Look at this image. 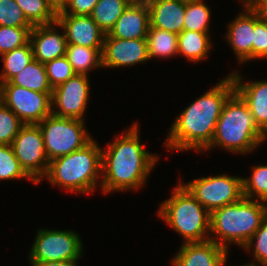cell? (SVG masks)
I'll return each instance as SVG.
<instances>
[{
	"label": "cell",
	"instance_id": "obj_31",
	"mask_svg": "<svg viewBox=\"0 0 267 266\" xmlns=\"http://www.w3.org/2000/svg\"><path fill=\"white\" fill-rule=\"evenodd\" d=\"M24 123L0 100V144L11 145Z\"/></svg>",
	"mask_w": 267,
	"mask_h": 266
},
{
	"label": "cell",
	"instance_id": "obj_14",
	"mask_svg": "<svg viewBox=\"0 0 267 266\" xmlns=\"http://www.w3.org/2000/svg\"><path fill=\"white\" fill-rule=\"evenodd\" d=\"M56 22L63 28L67 44L103 47L105 33L91 15L57 14Z\"/></svg>",
	"mask_w": 267,
	"mask_h": 266
},
{
	"label": "cell",
	"instance_id": "obj_20",
	"mask_svg": "<svg viewBox=\"0 0 267 266\" xmlns=\"http://www.w3.org/2000/svg\"><path fill=\"white\" fill-rule=\"evenodd\" d=\"M150 26L175 34L183 31L186 3L177 0H146Z\"/></svg>",
	"mask_w": 267,
	"mask_h": 266
},
{
	"label": "cell",
	"instance_id": "obj_5",
	"mask_svg": "<svg viewBox=\"0 0 267 266\" xmlns=\"http://www.w3.org/2000/svg\"><path fill=\"white\" fill-rule=\"evenodd\" d=\"M100 176L102 148L93 139L83 148L51 160L45 175L54 186L82 194L94 192Z\"/></svg>",
	"mask_w": 267,
	"mask_h": 266
},
{
	"label": "cell",
	"instance_id": "obj_37",
	"mask_svg": "<svg viewBox=\"0 0 267 266\" xmlns=\"http://www.w3.org/2000/svg\"><path fill=\"white\" fill-rule=\"evenodd\" d=\"M99 0H68L57 14L91 15ZM69 9V10H68Z\"/></svg>",
	"mask_w": 267,
	"mask_h": 266
},
{
	"label": "cell",
	"instance_id": "obj_26",
	"mask_svg": "<svg viewBox=\"0 0 267 266\" xmlns=\"http://www.w3.org/2000/svg\"><path fill=\"white\" fill-rule=\"evenodd\" d=\"M3 71L0 83L9 82L18 72L24 69L34 59L30 42L1 55Z\"/></svg>",
	"mask_w": 267,
	"mask_h": 266
},
{
	"label": "cell",
	"instance_id": "obj_17",
	"mask_svg": "<svg viewBox=\"0 0 267 266\" xmlns=\"http://www.w3.org/2000/svg\"><path fill=\"white\" fill-rule=\"evenodd\" d=\"M244 13H240L230 24L226 39L234 50L239 63L252 60V42L254 41V9L243 0Z\"/></svg>",
	"mask_w": 267,
	"mask_h": 266
},
{
	"label": "cell",
	"instance_id": "obj_1",
	"mask_svg": "<svg viewBox=\"0 0 267 266\" xmlns=\"http://www.w3.org/2000/svg\"><path fill=\"white\" fill-rule=\"evenodd\" d=\"M234 92V80L230 74L178 115L169 129L165 147L169 151H207L223 106Z\"/></svg>",
	"mask_w": 267,
	"mask_h": 266
},
{
	"label": "cell",
	"instance_id": "obj_6",
	"mask_svg": "<svg viewBox=\"0 0 267 266\" xmlns=\"http://www.w3.org/2000/svg\"><path fill=\"white\" fill-rule=\"evenodd\" d=\"M158 216L185 239L184 243L204 242L210 238V212L182 182L174 188L172 196L161 204Z\"/></svg>",
	"mask_w": 267,
	"mask_h": 266
},
{
	"label": "cell",
	"instance_id": "obj_41",
	"mask_svg": "<svg viewBox=\"0 0 267 266\" xmlns=\"http://www.w3.org/2000/svg\"><path fill=\"white\" fill-rule=\"evenodd\" d=\"M253 262H254V261H252L251 263L242 265V266H257V264H255V262H254V263H253Z\"/></svg>",
	"mask_w": 267,
	"mask_h": 266
},
{
	"label": "cell",
	"instance_id": "obj_21",
	"mask_svg": "<svg viewBox=\"0 0 267 266\" xmlns=\"http://www.w3.org/2000/svg\"><path fill=\"white\" fill-rule=\"evenodd\" d=\"M209 38L208 32L183 30L178 34V55L192 62L204 60L212 49Z\"/></svg>",
	"mask_w": 267,
	"mask_h": 266
},
{
	"label": "cell",
	"instance_id": "obj_25",
	"mask_svg": "<svg viewBox=\"0 0 267 266\" xmlns=\"http://www.w3.org/2000/svg\"><path fill=\"white\" fill-rule=\"evenodd\" d=\"M130 3V0H99L91 17L105 34H109Z\"/></svg>",
	"mask_w": 267,
	"mask_h": 266
},
{
	"label": "cell",
	"instance_id": "obj_35",
	"mask_svg": "<svg viewBox=\"0 0 267 266\" xmlns=\"http://www.w3.org/2000/svg\"><path fill=\"white\" fill-rule=\"evenodd\" d=\"M252 246L254 247L252 249L254 261L262 266H267V218L256 230L244 248L249 252Z\"/></svg>",
	"mask_w": 267,
	"mask_h": 266
},
{
	"label": "cell",
	"instance_id": "obj_29",
	"mask_svg": "<svg viewBox=\"0 0 267 266\" xmlns=\"http://www.w3.org/2000/svg\"><path fill=\"white\" fill-rule=\"evenodd\" d=\"M243 195L267 203V165L255 166L250 178H243Z\"/></svg>",
	"mask_w": 267,
	"mask_h": 266
},
{
	"label": "cell",
	"instance_id": "obj_7",
	"mask_svg": "<svg viewBox=\"0 0 267 266\" xmlns=\"http://www.w3.org/2000/svg\"><path fill=\"white\" fill-rule=\"evenodd\" d=\"M38 125L49 161L79 150L92 140L83 120L51 114Z\"/></svg>",
	"mask_w": 267,
	"mask_h": 266
},
{
	"label": "cell",
	"instance_id": "obj_22",
	"mask_svg": "<svg viewBox=\"0 0 267 266\" xmlns=\"http://www.w3.org/2000/svg\"><path fill=\"white\" fill-rule=\"evenodd\" d=\"M103 47H85L75 44H67L65 57L71 63L76 74L88 76L93 68L102 67Z\"/></svg>",
	"mask_w": 267,
	"mask_h": 266
},
{
	"label": "cell",
	"instance_id": "obj_12",
	"mask_svg": "<svg viewBox=\"0 0 267 266\" xmlns=\"http://www.w3.org/2000/svg\"><path fill=\"white\" fill-rule=\"evenodd\" d=\"M89 91L88 76L75 74L52 90V114L85 121L83 117L85 116V109L88 107Z\"/></svg>",
	"mask_w": 267,
	"mask_h": 266
},
{
	"label": "cell",
	"instance_id": "obj_9",
	"mask_svg": "<svg viewBox=\"0 0 267 266\" xmlns=\"http://www.w3.org/2000/svg\"><path fill=\"white\" fill-rule=\"evenodd\" d=\"M82 241L75 231L40 229L30 250V263L78 261Z\"/></svg>",
	"mask_w": 267,
	"mask_h": 266
},
{
	"label": "cell",
	"instance_id": "obj_2",
	"mask_svg": "<svg viewBox=\"0 0 267 266\" xmlns=\"http://www.w3.org/2000/svg\"><path fill=\"white\" fill-rule=\"evenodd\" d=\"M138 127L136 122L121 137L114 135V142L102 149L101 191L105 194L139 189L156 166L159 156L141 145Z\"/></svg>",
	"mask_w": 267,
	"mask_h": 266
},
{
	"label": "cell",
	"instance_id": "obj_32",
	"mask_svg": "<svg viewBox=\"0 0 267 266\" xmlns=\"http://www.w3.org/2000/svg\"><path fill=\"white\" fill-rule=\"evenodd\" d=\"M33 27L0 26V55L29 42Z\"/></svg>",
	"mask_w": 267,
	"mask_h": 266
},
{
	"label": "cell",
	"instance_id": "obj_4",
	"mask_svg": "<svg viewBox=\"0 0 267 266\" xmlns=\"http://www.w3.org/2000/svg\"><path fill=\"white\" fill-rule=\"evenodd\" d=\"M266 138L256 125L247 104L234 92L223 106L212 142L207 149L220 146L229 152L246 154L261 145Z\"/></svg>",
	"mask_w": 267,
	"mask_h": 266
},
{
	"label": "cell",
	"instance_id": "obj_33",
	"mask_svg": "<svg viewBox=\"0 0 267 266\" xmlns=\"http://www.w3.org/2000/svg\"><path fill=\"white\" fill-rule=\"evenodd\" d=\"M0 26L34 27L15 0H0Z\"/></svg>",
	"mask_w": 267,
	"mask_h": 266
},
{
	"label": "cell",
	"instance_id": "obj_42",
	"mask_svg": "<svg viewBox=\"0 0 267 266\" xmlns=\"http://www.w3.org/2000/svg\"><path fill=\"white\" fill-rule=\"evenodd\" d=\"M131 2H146V0H130Z\"/></svg>",
	"mask_w": 267,
	"mask_h": 266
},
{
	"label": "cell",
	"instance_id": "obj_40",
	"mask_svg": "<svg viewBox=\"0 0 267 266\" xmlns=\"http://www.w3.org/2000/svg\"><path fill=\"white\" fill-rule=\"evenodd\" d=\"M67 1L68 0H51V3L57 10H60Z\"/></svg>",
	"mask_w": 267,
	"mask_h": 266
},
{
	"label": "cell",
	"instance_id": "obj_10",
	"mask_svg": "<svg viewBox=\"0 0 267 266\" xmlns=\"http://www.w3.org/2000/svg\"><path fill=\"white\" fill-rule=\"evenodd\" d=\"M52 92H38L0 83V100L12 110L24 124H39L52 114Z\"/></svg>",
	"mask_w": 267,
	"mask_h": 266
},
{
	"label": "cell",
	"instance_id": "obj_39",
	"mask_svg": "<svg viewBox=\"0 0 267 266\" xmlns=\"http://www.w3.org/2000/svg\"><path fill=\"white\" fill-rule=\"evenodd\" d=\"M78 261H51L43 263H31L32 266H77Z\"/></svg>",
	"mask_w": 267,
	"mask_h": 266
},
{
	"label": "cell",
	"instance_id": "obj_15",
	"mask_svg": "<svg viewBox=\"0 0 267 266\" xmlns=\"http://www.w3.org/2000/svg\"><path fill=\"white\" fill-rule=\"evenodd\" d=\"M58 23L34 26L30 31L29 42L33 57L41 63L65 56L67 40L65 32H57Z\"/></svg>",
	"mask_w": 267,
	"mask_h": 266
},
{
	"label": "cell",
	"instance_id": "obj_28",
	"mask_svg": "<svg viewBox=\"0 0 267 266\" xmlns=\"http://www.w3.org/2000/svg\"><path fill=\"white\" fill-rule=\"evenodd\" d=\"M210 8L203 0H192L186 3L183 30L209 32Z\"/></svg>",
	"mask_w": 267,
	"mask_h": 266
},
{
	"label": "cell",
	"instance_id": "obj_23",
	"mask_svg": "<svg viewBox=\"0 0 267 266\" xmlns=\"http://www.w3.org/2000/svg\"><path fill=\"white\" fill-rule=\"evenodd\" d=\"M9 82L12 85L38 92H52L53 90L48 81L45 64L36 59L30 61Z\"/></svg>",
	"mask_w": 267,
	"mask_h": 266
},
{
	"label": "cell",
	"instance_id": "obj_36",
	"mask_svg": "<svg viewBox=\"0 0 267 266\" xmlns=\"http://www.w3.org/2000/svg\"><path fill=\"white\" fill-rule=\"evenodd\" d=\"M267 58V21L259 17L254 10V41L252 59Z\"/></svg>",
	"mask_w": 267,
	"mask_h": 266
},
{
	"label": "cell",
	"instance_id": "obj_19",
	"mask_svg": "<svg viewBox=\"0 0 267 266\" xmlns=\"http://www.w3.org/2000/svg\"><path fill=\"white\" fill-rule=\"evenodd\" d=\"M149 27L150 14L147 3L131 2L109 35L120 39H147Z\"/></svg>",
	"mask_w": 267,
	"mask_h": 266
},
{
	"label": "cell",
	"instance_id": "obj_8",
	"mask_svg": "<svg viewBox=\"0 0 267 266\" xmlns=\"http://www.w3.org/2000/svg\"><path fill=\"white\" fill-rule=\"evenodd\" d=\"M210 213L225 205L238 202L243 195V177L208 176L182 184Z\"/></svg>",
	"mask_w": 267,
	"mask_h": 266
},
{
	"label": "cell",
	"instance_id": "obj_24",
	"mask_svg": "<svg viewBox=\"0 0 267 266\" xmlns=\"http://www.w3.org/2000/svg\"><path fill=\"white\" fill-rule=\"evenodd\" d=\"M149 58H171L178 55V35L166 30L149 27L147 31Z\"/></svg>",
	"mask_w": 267,
	"mask_h": 266
},
{
	"label": "cell",
	"instance_id": "obj_18",
	"mask_svg": "<svg viewBox=\"0 0 267 266\" xmlns=\"http://www.w3.org/2000/svg\"><path fill=\"white\" fill-rule=\"evenodd\" d=\"M235 92L247 104L258 128L267 137V80L242 82V77L234 72Z\"/></svg>",
	"mask_w": 267,
	"mask_h": 266
},
{
	"label": "cell",
	"instance_id": "obj_3",
	"mask_svg": "<svg viewBox=\"0 0 267 266\" xmlns=\"http://www.w3.org/2000/svg\"><path fill=\"white\" fill-rule=\"evenodd\" d=\"M258 201L243 197L238 202L213 210L210 213V235L214 233V237L209 240L226 250L227 243L244 248L267 218V203Z\"/></svg>",
	"mask_w": 267,
	"mask_h": 266
},
{
	"label": "cell",
	"instance_id": "obj_11",
	"mask_svg": "<svg viewBox=\"0 0 267 266\" xmlns=\"http://www.w3.org/2000/svg\"><path fill=\"white\" fill-rule=\"evenodd\" d=\"M11 146L20 166L36 184L45 178L50 161L38 124H24Z\"/></svg>",
	"mask_w": 267,
	"mask_h": 266
},
{
	"label": "cell",
	"instance_id": "obj_38",
	"mask_svg": "<svg viewBox=\"0 0 267 266\" xmlns=\"http://www.w3.org/2000/svg\"><path fill=\"white\" fill-rule=\"evenodd\" d=\"M259 14V17L267 21V0H246Z\"/></svg>",
	"mask_w": 267,
	"mask_h": 266
},
{
	"label": "cell",
	"instance_id": "obj_13",
	"mask_svg": "<svg viewBox=\"0 0 267 266\" xmlns=\"http://www.w3.org/2000/svg\"><path fill=\"white\" fill-rule=\"evenodd\" d=\"M101 53L102 68L133 66L150 60L147 39H120L105 34Z\"/></svg>",
	"mask_w": 267,
	"mask_h": 266
},
{
	"label": "cell",
	"instance_id": "obj_43",
	"mask_svg": "<svg viewBox=\"0 0 267 266\" xmlns=\"http://www.w3.org/2000/svg\"><path fill=\"white\" fill-rule=\"evenodd\" d=\"M177 1H182V2L187 3L188 1H192V0H177Z\"/></svg>",
	"mask_w": 267,
	"mask_h": 266
},
{
	"label": "cell",
	"instance_id": "obj_34",
	"mask_svg": "<svg viewBox=\"0 0 267 266\" xmlns=\"http://www.w3.org/2000/svg\"><path fill=\"white\" fill-rule=\"evenodd\" d=\"M45 68L52 89L66 82L76 74L71 63L65 56L46 62Z\"/></svg>",
	"mask_w": 267,
	"mask_h": 266
},
{
	"label": "cell",
	"instance_id": "obj_16",
	"mask_svg": "<svg viewBox=\"0 0 267 266\" xmlns=\"http://www.w3.org/2000/svg\"><path fill=\"white\" fill-rule=\"evenodd\" d=\"M228 250L211 240L182 243L172 259L173 266H224Z\"/></svg>",
	"mask_w": 267,
	"mask_h": 266
},
{
	"label": "cell",
	"instance_id": "obj_30",
	"mask_svg": "<svg viewBox=\"0 0 267 266\" xmlns=\"http://www.w3.org/2000/svg\"><path fill=\"white\" fill-rule=\"evenodd\" d=\"M29 178L36 184L22 169L16 158L11 145L0 144V180H12Z\"/></svg>",
	"mask_w": 267,
	"mask_h": 266
},
{
	"label": "cell",
	"instance_id": "obj_27",
	"mask_svg": "<svg viewBox=\"0 0 267 266\" xmlns=\"http://www.w3.org/2000/svg\"><path fill=\"white\" fill-rule=\"evenodd\" d=\"M33 26L51 24L56 21L57 9L51 0H15Z\"/></svg>",
	"mask_w": 267,
	"mask_h": 266
}]
</instances>
